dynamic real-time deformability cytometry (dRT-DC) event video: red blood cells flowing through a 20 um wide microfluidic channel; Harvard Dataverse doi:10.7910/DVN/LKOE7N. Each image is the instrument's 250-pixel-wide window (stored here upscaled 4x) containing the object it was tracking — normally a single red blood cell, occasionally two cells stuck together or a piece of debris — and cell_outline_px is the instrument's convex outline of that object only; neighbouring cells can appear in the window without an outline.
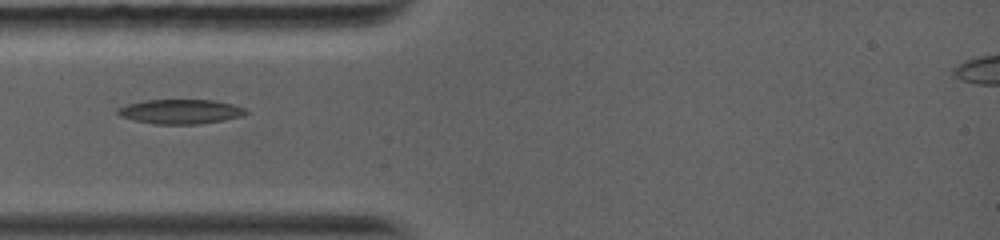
{"species": "common noctule bat (a hibernating species)", "species_latin": "Nyctalus noctula", "temperature_condition": "warm", "stored_images_in_passage": 18, "camera_frame_rate_fps": 5000, "um_per_image_px": 0.085, "animal": {"sex": "female", "body_mass_g": 19.0, "forearm_length_mm": 56.7}, "frame": {"image": 1, "passage_image": 1, "time_ms": 0.0, "image_size_px": [1000, 240], "cell_outline_px": [[248, 112], [244, 116], [200, 124], [152, 124], [120, 116], [116, 112], [116, 108], [128, 104], [144, 100], [212, 100], [232, 104], [244, 108]], "centroid_in_image_um": [15.33, 9.48], "position_along_channel_um": 69.7, "area_um2": 18.26}}
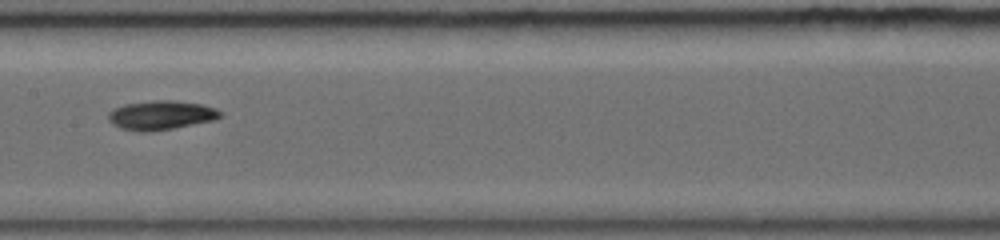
{"frame": {"image": 2, "passage_image": 5, "time_ms": 3.0, "image_size_px": [1000, 240], "cell_outline_px": [[220, 116], [212, 120], [172, 128], [148, 132], [140, 132], [120, 128], [112, 124], [108, 120], [108, 112], [112, 108], [124, 104], [152, 100], [172, 100], [204, 104], [216, 108], [220, 112]], "centroid_in_image_um": [13.62, 9.78], "position_along_channel_um": 193.8, "area_um2": 19.02}}
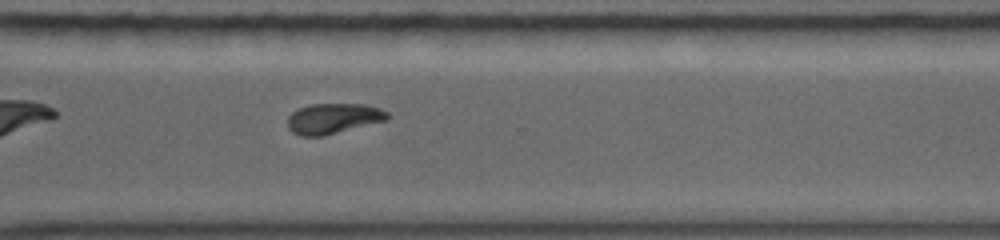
{"frame": {"image": 3, "passage_image": 10, "time_ms": 6.6, "image_size_px": [1000, 240], "cell_outline_px": [[392, 116], [388, 120], [324, 136], [300, 136], [292, 132], [288, 128], [288, 116], [292, 112], [300, 108], [312, 104], [364, 104], [380, 108], [388, 112]], "centroid_in_image_um": [28.36, 10.08], "position_along_channel_um": 342.2, "area_um2": 17.86}}